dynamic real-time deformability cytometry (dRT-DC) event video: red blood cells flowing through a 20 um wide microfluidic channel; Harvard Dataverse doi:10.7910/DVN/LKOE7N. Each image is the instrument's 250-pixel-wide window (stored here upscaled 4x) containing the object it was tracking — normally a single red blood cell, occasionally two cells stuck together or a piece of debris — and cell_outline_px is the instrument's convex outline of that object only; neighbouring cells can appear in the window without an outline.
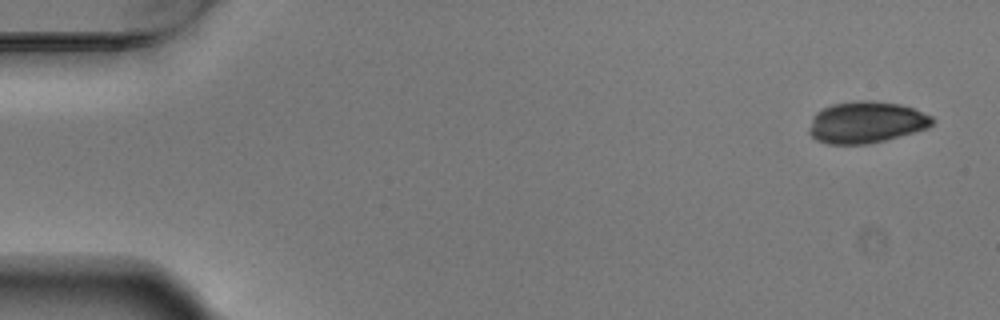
{"species": "Egyptian fruit bat (a non-hibernating species)", "species_latin": "Rousettus aegyptiacus", "temperature_condition": "warm", "stored_images_in_passage": 8, "camera_frame_rate_fps": 3000, "um_per_image_px": 0.085, "animal": {"sex": "male"}, "frame": {"image": 1, "passage_image": 1, "time_ms": 0.0, "image_size_px": [1000, 320], "cell_outline_px": [[936, 120], [928, 128], [916, 132], [868, 144], [828, 144], [816, 140], [808, 132], [808, 128], [812, 116], [816, 112], [832, 104], [860, 100], [872, 100], [900, 104], [912, 108], [932, 116]], "centroid_in_image_um": [73.62, 10.39], "position_along_channel_um": 11.4, "area_um2": 30.06}}
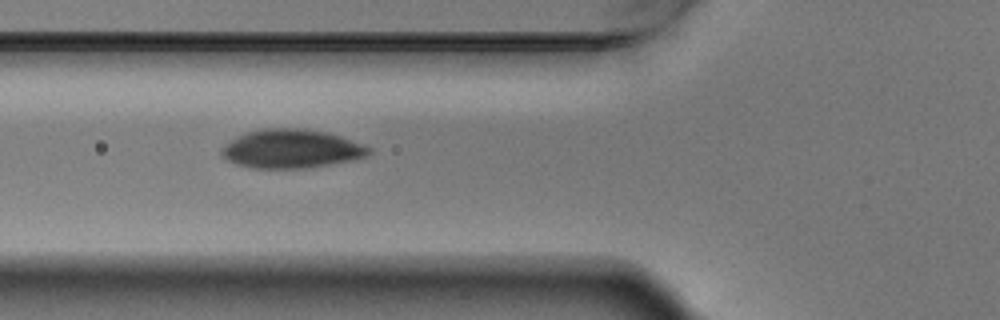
{"frame": {"image": 2, "passage_image": 6, "time_ms": 1.667, "image_size_px": [1000, 320], "cell_outline_px": [[372, 152], [364, 156], [304, 168], [256, 168], [240, 164], [228, 160], [220, 152], [220, 148], [224, 144], [236, 136], [248, 132], [264, 128], [304, 128], [328, 132], [340, 136], [372, 148]], "centroid_in_image_um": [24.71, 12.62], "position_along_channel_um": 101.1, "area_um2": 32.66}}
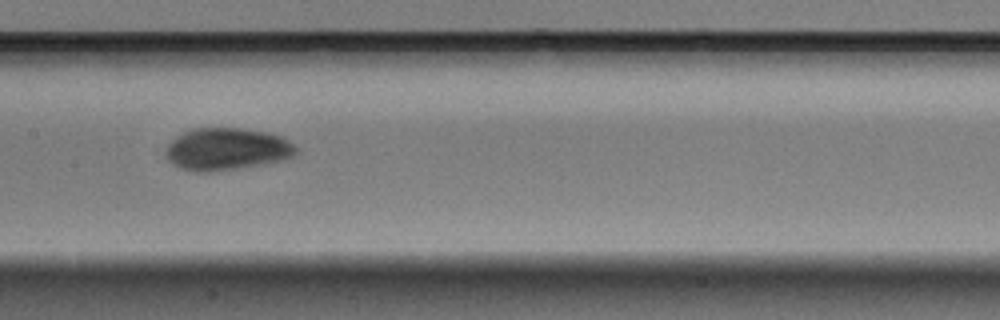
{"frame": {"image": 3, "passage_image": 8, "time_ms": 2.333, "image_size_px": [1000, 320], "cell_outline_px": [[296, 156], [264, 164], [208, 172], [196, 172], [180, 168], [172, 164], [168, 160], [168, 144], [176, 136], [192, 128], [240, 128], [268, 132], [284, 136], [296, 148]], "centroid_in_image_um": [19.3, 12.66], "position_along_channel_um": 188.1, "area_um2": 31.96}}